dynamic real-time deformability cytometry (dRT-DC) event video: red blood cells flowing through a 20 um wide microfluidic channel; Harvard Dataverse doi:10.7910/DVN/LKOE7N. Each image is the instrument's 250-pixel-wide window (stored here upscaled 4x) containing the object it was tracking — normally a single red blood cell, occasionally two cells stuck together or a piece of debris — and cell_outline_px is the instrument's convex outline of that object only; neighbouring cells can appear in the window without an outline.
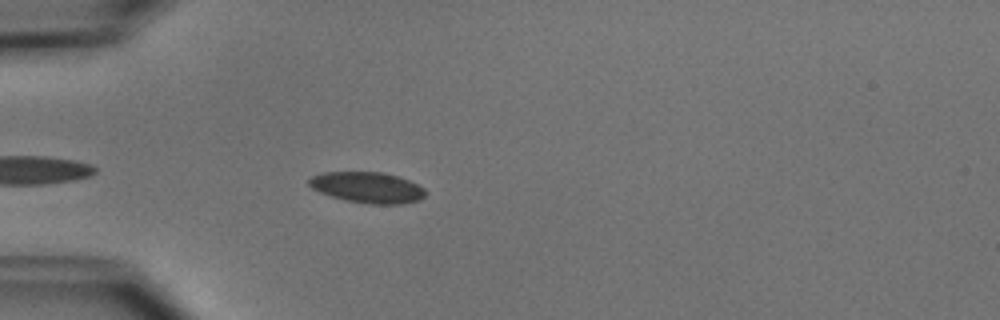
{"species": "common noctule bat (a hibernating species)", "species_latin": "Nyctalus noctula", "temperature_condition": "cold", "stored_images_in_passage": 5, "camera_frame_rate_fps": 3000, "um_per_image_px": 0.085, "animal": {"sex": "male", "body_mass_g": 15.6}, "frame": {"image": 1, "passage_image": 5, "time_ms": 4.667, "image_size_px": [1000, 320], "cell_outline_px": [[424, 196], [420, 200], [400, 204], [368, 204], [344, 200], [320, 192], [312, 188], [308, 184], [308, 180], [312, 176], [324, 172], [380, 172], [396, 176], [408, 180], [424, 188]], "centroid_in_image_um": [31.21, 15.94], "position_along_channel_um": 53.8, "area_um2": 20.81}}